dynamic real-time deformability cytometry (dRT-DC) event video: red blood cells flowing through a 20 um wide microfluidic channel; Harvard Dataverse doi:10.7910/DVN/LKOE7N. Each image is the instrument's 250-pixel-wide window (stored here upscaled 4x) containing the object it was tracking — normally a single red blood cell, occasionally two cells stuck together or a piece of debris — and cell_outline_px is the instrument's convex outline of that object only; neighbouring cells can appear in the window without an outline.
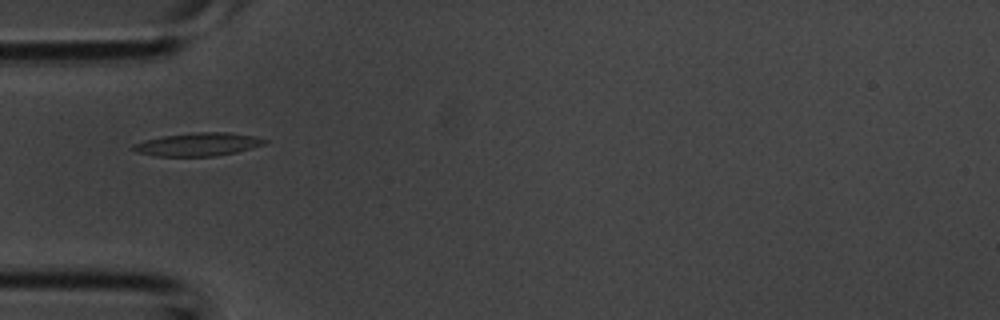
{"species": "common noctule bat (a hibernating species)", "species_latin": "Nyctalus noctula", "temperature_condition": "room temperature", "stored_images_in_passage": 3, "camera_frame_rate_fps": 3000, "um_per_image_px": 0.085, "animal": {"sex": "male", "body_mass_g": 20.1, "forearm_length_mm": 53.5}, "frame": {"image": 1, "passage_image": 2, "time_ms": 0.333, "image_size_px": [1000, 320], "cell_outline_px": [[268, 140], [264, 144], [236, 152], [216, 156], [156, 156], [136, 152], [132, 148], [132, 144], [144, 140], [164, 136], [196, 132], [228, 132], [256, 136]], "centroid_in_image_um": [16.82, 12.27], "position_along_channel_um": 68.2, "area_um2": 17.69}}
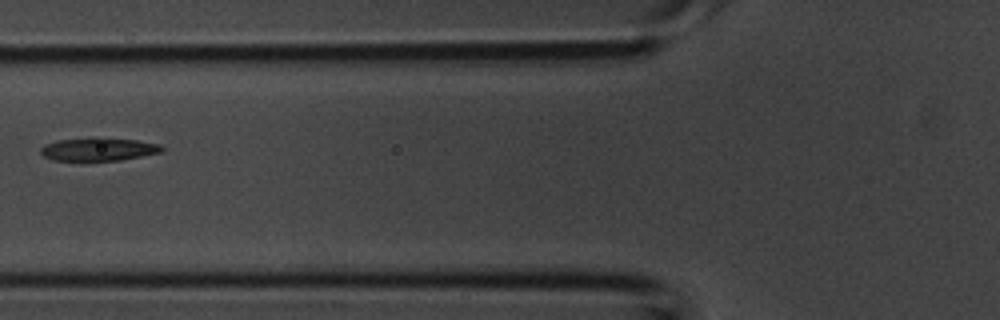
{"frame": {"image": 2, "passage_image": 3, "time_ms": 0.667, "image_size_px": [1000, 320], "cell_outline_px": [[164, 152], [120, 160], [52, 160], [44, 156], [40, 152], [40, 148], [48, 144], [60, 140], [92, 136], [104, 136], [136, 140], [160, 144], [164, 148]], "centroid_in_image_um": [8.43, 12.66], "position_along_channel_um": 117.4, "area_um2": 16.59}}